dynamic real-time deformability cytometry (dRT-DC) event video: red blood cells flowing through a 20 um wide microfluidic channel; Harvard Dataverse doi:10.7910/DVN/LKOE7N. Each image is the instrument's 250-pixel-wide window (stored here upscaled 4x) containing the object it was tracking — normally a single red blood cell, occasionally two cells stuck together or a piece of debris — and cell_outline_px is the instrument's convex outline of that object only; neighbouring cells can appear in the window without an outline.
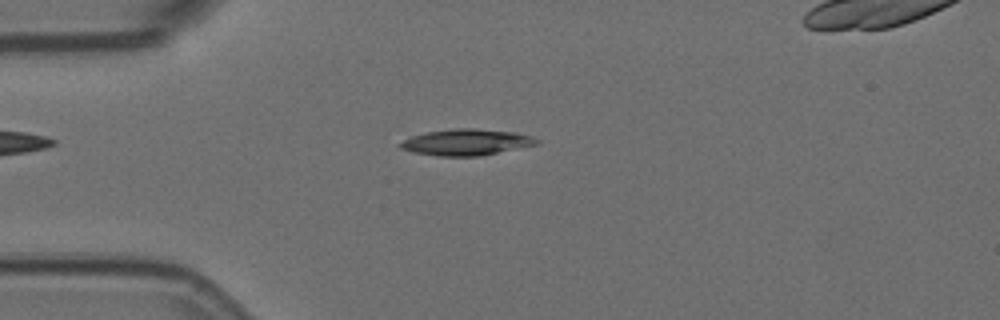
{"species": "Egyptian fruit bat (a non-hibernating species)", "species_latin": "Rousettus aegyptiacus", "temperature_condition": "room temperature", "stored_images_in_passage": 7, "camera_frame_rate_fps": 3000, "um_per_image_px": 0.085, "animal": {"sex": "female"}, "frame": {"image": 1, "passage_image": 4, "time_ms": 1.0, "image_size_px": [1000, 320], "cell_outline_px": [[540, 144], [480, 156], [436, 156], [412, 152], [400, 148], [400, 144], [404, 140], [412, 136], [428, 132], [456, 128], [472, 128], [516, 132], [532, 136], [540, 140]], "centroid_in_image_um": [39.69, 12.09], "position_along_channel_um": 45.3, "area_um2": 20.87}}
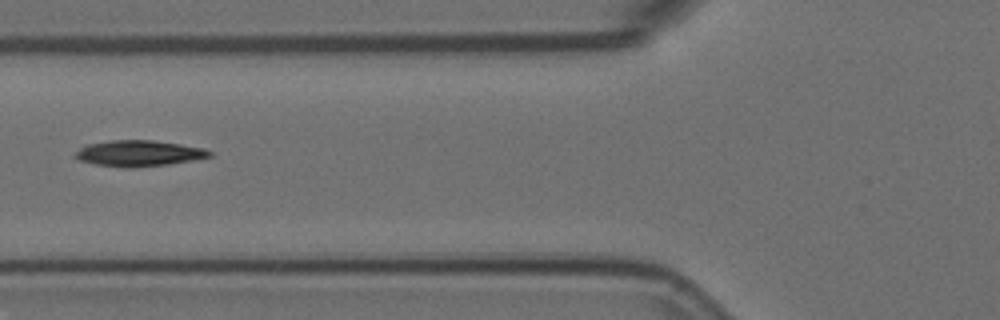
{"frame": {"image": 2, "passage_image": 6, "time_ms": 1.667, "image_size_px": [1000, 320], "cell_outline_px": [[212, 156], [192, 160], [168, 164], [132, 168], [128, 168], [96, 164], [80, 160], [72, 156], [84, 144], [112, 140], [156, 140], [204, 148], [212, 152]], "centroid_in_image_um": [11.78, 13.02], "position_along_channel_um": 114.0, "area_um2": 20.35}}